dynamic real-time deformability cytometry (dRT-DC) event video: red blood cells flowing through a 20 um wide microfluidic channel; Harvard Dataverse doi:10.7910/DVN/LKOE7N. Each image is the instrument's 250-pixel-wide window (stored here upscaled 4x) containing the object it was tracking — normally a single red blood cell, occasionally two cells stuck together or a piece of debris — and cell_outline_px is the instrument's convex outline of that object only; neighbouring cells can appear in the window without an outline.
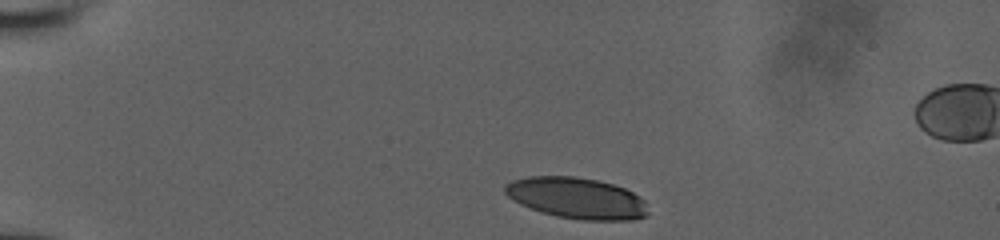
{"species": "human", "species_latin": "Homo sapiens", "temperature_condition": "room temperature", "stored_images_in_passage": 17, "camera_frame_rate_fps": 3000, "um_per_image_px": 0.085, "donor": {"sex": "male"}, "frame": {"image": 1, "passage_image": 1, "time_ms": 0.0, "image_size_px": [1000, 240], "cell_outline_px": [[648, 216], [636, 220], [580, 220], [556, 216], [540, 212], [520, 204], [512, 200], [504, 192], [504, 184], [512, 180], [528, 176], [576, 176], [596, 180], [612, 184], [624, 188], [640, 196], [644, 200], [648, 212]], "centroid_in_image_um": [49.01, 16.84], "position_along_channel_um": 36.0, "area_um2": 34.62}}
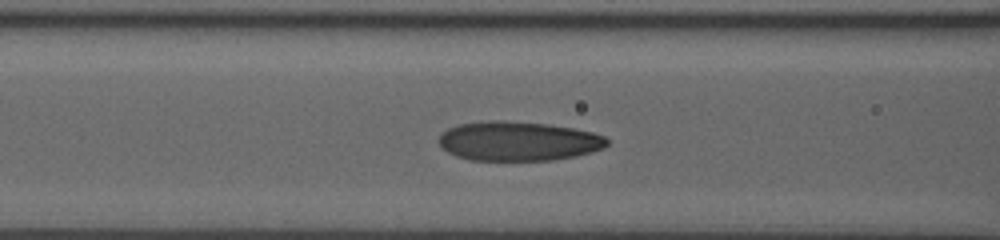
{"frame": {"image": 2, "passage_image": 13, "time_ms": 4.0, "image_size_px": [1000, 240], "cell_outline_px": [[608, 144], [604, 148], [592, 152], [576, 156], [552, 160], [468, 160], [456, 156], [440, 148], [436, 140], [448, 128], [460, 124], [492, 120], [500, 120], [548, 124], [572, 128], [592, 132], [604, 136], [608, 140]], "centroid_in_image_um": [44.03, 12.0], "position_along_channel_um": 122.6, "area_um2": 38.73}}
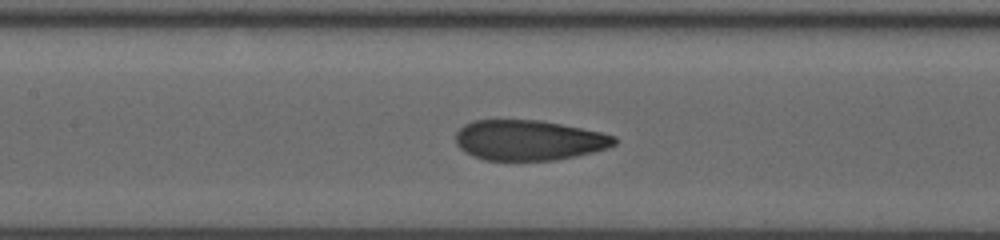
{"frame": {"image": 3, "passage_image": 16, "time_ms": 5.0, "image_size_px": [1000, 240], "cell_outline_px": [[616, 144], [608, 148], [576, 156], [556, 160], [484, 160], [472, 156], [464, 152], [456, 144], [456, 132], [464, 124], [472, 120], [540, 120], [600, 132], [616, 136]], "centroid_in_image_um": [44.92, 11.92], "position_along_channel_um": 162.5, "area_um2": 37.28}}